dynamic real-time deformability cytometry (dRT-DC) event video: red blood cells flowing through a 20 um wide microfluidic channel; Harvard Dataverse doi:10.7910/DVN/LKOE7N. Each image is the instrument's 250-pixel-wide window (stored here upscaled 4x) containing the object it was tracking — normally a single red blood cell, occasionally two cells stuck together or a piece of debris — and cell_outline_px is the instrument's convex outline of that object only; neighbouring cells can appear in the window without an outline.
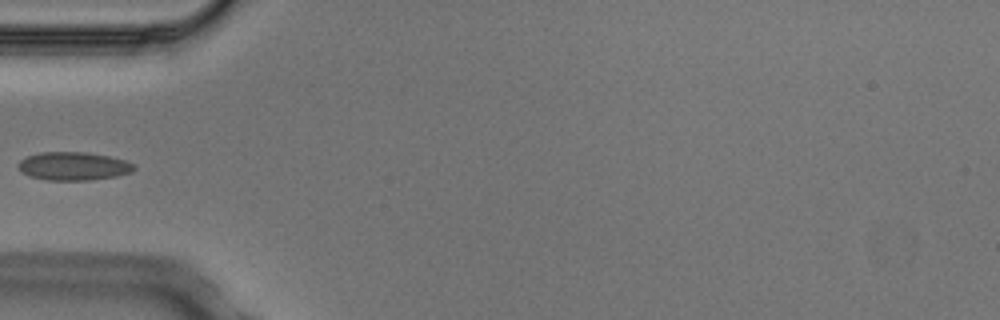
{"species": "Egyptian fruit bat (a non-hibernating species)", "species_latin": "Rousettus aegyptiacus", "temperature_condition": "cold", "stored_images_in_passage": 5, "camera_frame_rate_fps": 3000, "um_per_image_px": 0.085, "animal": {"sex": "male"}, "frame": {"image": 1, "passage_image": 4, "time_ms": 1.0, "image_size_px": [1000, 320], "cell_outline_px": [[136, 168], [132, 172], [116, 176], [88, 180], [48, 180], [28, 176], [20, 168], [20, 160], [28, 156], [40, 152], [84, 152], [108, 156], [124, 160], [136, 164]], "centroid_in_image_um": [6.29, 14.12], "position_along_channel_um": 78.7, "area_um2": 18.9}}
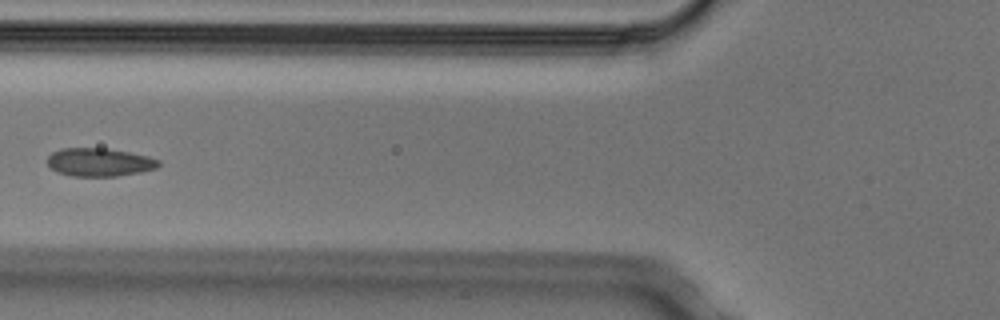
{"frame": {"image": 2, "passage_image": 5, "time_ms": 1.333, "image_size_px": [1000, 320], "cell_outline_px": [[160, 164], [156, 168], [140, 172], [116, 176], [72, 176], [56, 172], [48, 168], [48, 156], [52, 152], [60, 148], [104, 148], [128, 152], [148, 156], [160, 160]], "centroid_in_image_um": [8.41, 13.79], "position_along_channel_um": 117.4, "area_um2": 18.38}}